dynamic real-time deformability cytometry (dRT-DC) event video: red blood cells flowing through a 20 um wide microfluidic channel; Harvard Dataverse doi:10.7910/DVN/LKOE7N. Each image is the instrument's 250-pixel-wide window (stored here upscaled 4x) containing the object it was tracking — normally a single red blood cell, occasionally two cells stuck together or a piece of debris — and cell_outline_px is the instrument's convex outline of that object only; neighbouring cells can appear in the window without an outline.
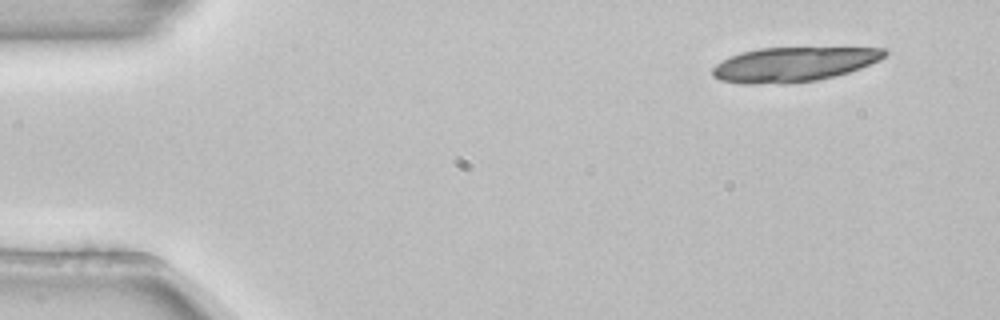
{"species": "common noctule bat (a hibernating species)", "species_latin": "Nyctalus noctula", "temperature_condition": "room temperature", "stored_images_in_passage": 5, "camera_frame_rate_fps": 3000, "um_per_image_px": 0.085, "animal": {"sex": "female", "body_mass_g": 22.7, "forearm_length_mm": 54.2}, "frame": {"image": 1, "passage_image": 1, "time_ms": 0.0, "image_size_px": [1000, 320], "cell_outline_px": [[888, 52], [880, 60], [860, 68], [836, 76], [816, 80], [788, 84], [740, 84], [720, 80], [712, 76], [712, 68], [716, 64], [740, 52], [760, 48], [888, 48]], "centroid_in_image_um": [67.44, 5.48], "position_along_channel_um": 17.6, "area_um2": 34.74}}